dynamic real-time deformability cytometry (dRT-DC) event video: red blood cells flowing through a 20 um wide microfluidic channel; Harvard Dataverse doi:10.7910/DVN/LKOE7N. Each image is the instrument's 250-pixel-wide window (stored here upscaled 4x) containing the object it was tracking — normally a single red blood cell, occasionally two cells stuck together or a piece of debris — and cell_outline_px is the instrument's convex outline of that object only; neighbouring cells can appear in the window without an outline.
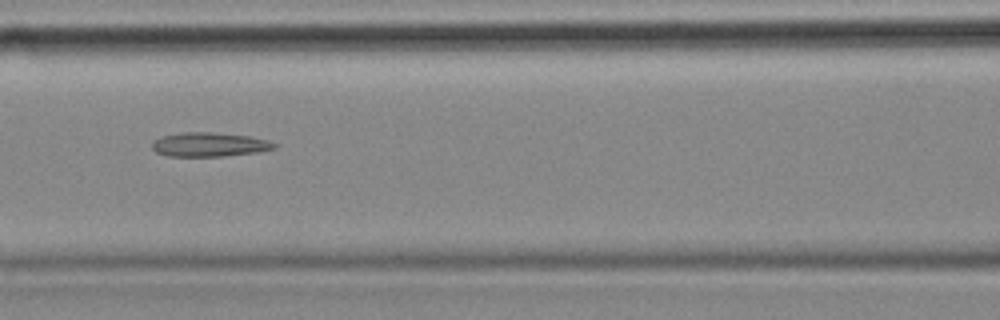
{"species": "common noctule bat (a hibernating species)", "species_latin": "Nyctalus noctula", "temperature_condition": "cold", "stored_images_in_passage": 6, "camera_frame_rate_fps": 3000, "um_per_image_px": 0.085, "animal": {"sex": "female", "body_mass_g": 18.4}, "frame": {"image": 1, "passage_image": 3, "time_ms": 0.667, "image_size_px": [1000, 320], "cell_outline_px": [[276, 148], [256, 152], [224, 156], [168, 156], [156, 152], [152, 148], [152, 140], [160, 136], [184, 132], [212, 132], [248, 136], [268, 140], [276, 144]], "centroid_in_image_um": [17.75, 12.28], "position_along_channel_um": 148.8, "area_um2": 17.17}}
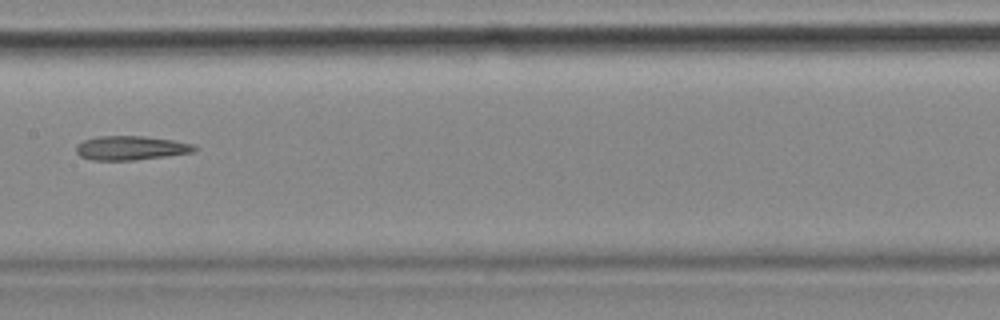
{"frame": {"image": 2, "passage_image": 4, "time_ms": 1.0, "image_size_px": [1000, 320], "cell_outline_px": [[200, 148], [192, 152], [164, 156], [132, 160], [92, 160], [80, 156], [76, 152], [76, 144], [84, 140], [96, 136], [144, 136], [172, 140], [196, 144]], "centroid_in_image_um": [11.12, 12.57], "position_along_channel_um": 196.3, "area_um2": 16.65}}